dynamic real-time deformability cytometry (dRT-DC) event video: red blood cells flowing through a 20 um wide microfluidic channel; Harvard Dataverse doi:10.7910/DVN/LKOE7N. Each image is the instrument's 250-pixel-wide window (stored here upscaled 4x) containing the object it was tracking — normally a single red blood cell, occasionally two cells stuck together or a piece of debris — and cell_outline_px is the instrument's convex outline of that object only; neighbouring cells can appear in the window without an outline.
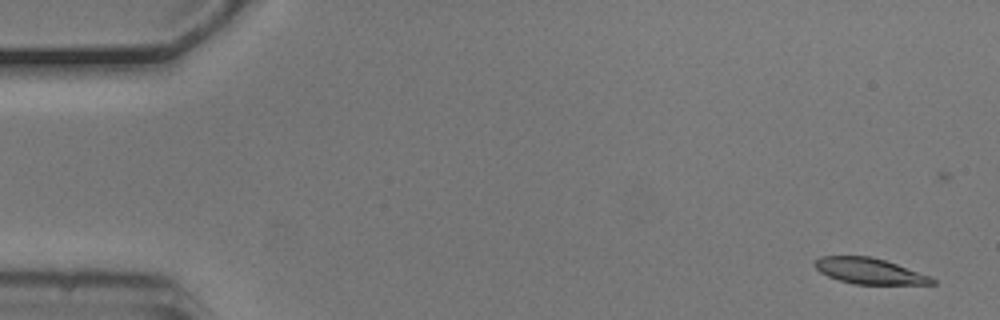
{"species": "common noctule bat (a hibernating species)", "species_latin": "Nyctalus noctula", "temperature_condition": "cold", "stored_images_in_passage": 51, "camera_frame_rate_fps": 3000, "um_per_image_px": 0.085, "animal": {"sex": "male", "body_mass_g": 20.5, "forearm_length_mm": 52.5}, "frame": {"image": 1, "passage_image": 3, "time_ms": 0.667, "image_size_px": [1000, 320], "cell_outline_px": [[936, 284], [856, 284], [840, 280], [828, 276], [820, 272], [812, 264], [820, 256], [872, 256], [932, 276], [936, 280]], "centroid_in_image_um": [73.91, 23.03], "position_along_channel_um": 11.1, "area_um2": 17.63}}
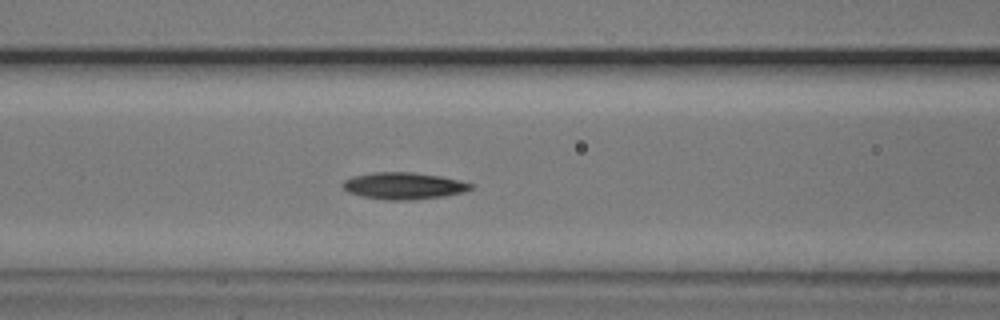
{"frame": {"image": 2, "passage_image": 23, "time_ms": 7.333, "image_size_px": [1000, 320], "cell_outline_px": [[476, 184], [472, 188], [464, 192], [444, 196], [412, 200], [384, 200], [360, 196], [348, 192], [340, 184], [344, 180], [352, 176], [372, 172], [412, 172], [440, 176], [460, 180]], "centroid_in_image_um": [34.31, 15.79], "position_along_channel_um": 132.3, "area_um2": 20.29}}
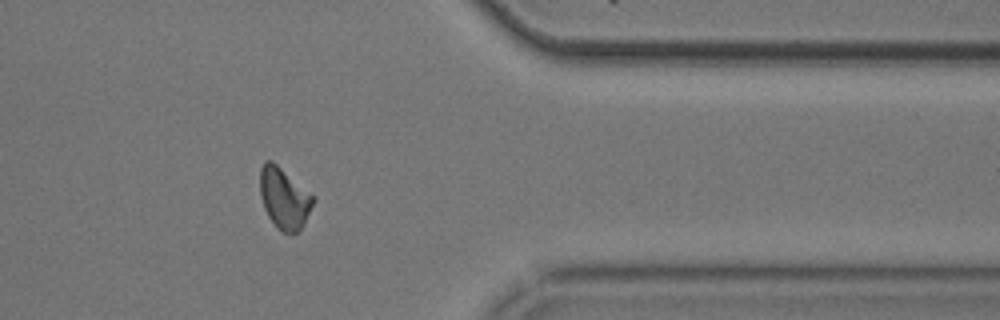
{"frame": {"image": 3, "passage_image": 45, "time_ms": 14.667, "image_size_px": [1000, 320], "cell_outline_px": [[316, 200], [304, 224], [296, 232], [280, 232], [276, 228], [268, 216], [264, 208], [260, 196], [260, 168], [264, 160], [272, 160], [316, 196]], "centroid_in_image_um": [24.17, 16.83], "position_along_channel_um": 387.2, "area_um2": 19.25}, "authors_computed_cell_mechanics": {"area_um2": 18.8428, "velocity_mm_per_s": 3.6951, "shape_relaxation_time_tau1_ms": 5.3308, "shape_relaxation_time_tau2_ms": 9.4084, "deformation_change_tau1": 0.1518, "deformation_change_tau2": 0.1241}}